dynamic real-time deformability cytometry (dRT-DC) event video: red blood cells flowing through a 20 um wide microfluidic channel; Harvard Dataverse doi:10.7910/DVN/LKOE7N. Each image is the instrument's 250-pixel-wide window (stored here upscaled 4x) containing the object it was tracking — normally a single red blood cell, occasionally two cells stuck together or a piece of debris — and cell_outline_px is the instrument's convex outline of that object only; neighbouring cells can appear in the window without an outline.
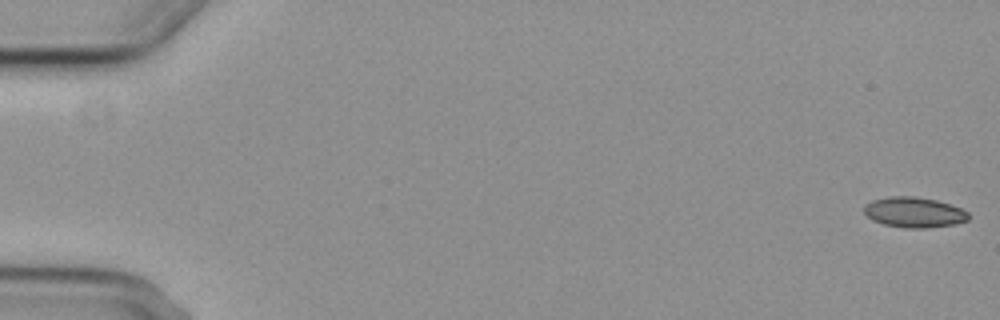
{"species": "common noctule bat (a hibernating species)", "species_latin": "Nyctalus noctula", "temperature_condition": "cold", "stored_images_in_passage": 5, "camera_frame_rate_fps": 3000, "um_per_image_px": 0.085, "animal": {"sex": "female", "body_mass_g": 29.2, "forearm_length_mm": 56.3}, "frame": {"image": 1, "passage_image": 1, "time_ms": 0.0, "image_size_px": [1000, 320], "cell_outline_px": [[968, 220], [956, 224], [924, 228], [904, 228], [884, 224], [872, 220], [864, 212], [864, 204], [872, 200], [888, 196], [912, 196], [936, 200], [960, 208], [968, 212]], "centroid_in_image_um": [77.67, 18.04], "position_along_channel_um": 7.3, "area_um2": 18.44}}
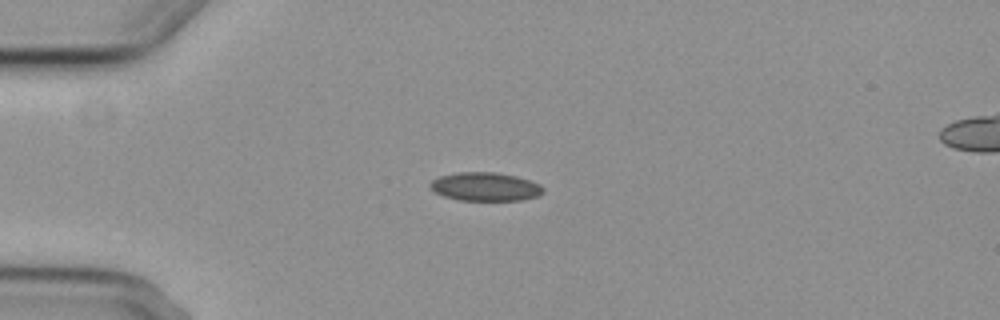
{"frame": {"image": 2, "passage_image": 5, "time_ms": 4.667, "image_size_px": [1000, 320], "cell_outline_px": [[544, 192], [536, 196], [520, 200], [460, 200], [444, 196], [436, 192], [428, 184], [432, 180], [440, 176], [460, 172], [496, 172], [516, 176], [540, 184], [544, 188]], "centroid_in_image_um": [41.25, 15.86], "position_along_channel_um": 43.7, "area_um2": 18.61}}